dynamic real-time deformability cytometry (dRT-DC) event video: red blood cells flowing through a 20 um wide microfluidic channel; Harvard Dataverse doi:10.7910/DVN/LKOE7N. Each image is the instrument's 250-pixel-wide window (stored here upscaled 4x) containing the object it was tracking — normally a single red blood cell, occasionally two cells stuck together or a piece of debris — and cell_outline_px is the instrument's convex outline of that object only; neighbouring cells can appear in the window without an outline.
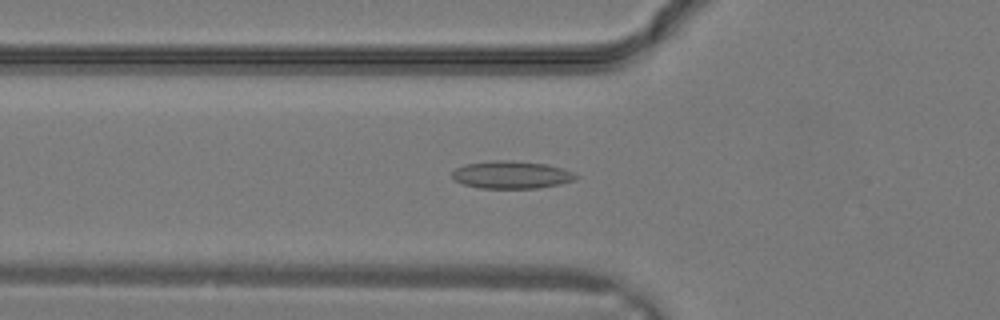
{"species": "common noctule bat (a hibernating species)", "species_latin": "Nyctalus noctula", "temperature_condition": "warm", "stored_images_in_passage": 32, "camera_frame_rate_fps": 3000, "um_per_image_px": 0.085, "animal": {"sex": "male", "body_mass_g": 19.2, "forearm_length_mm": 51.8}, "frame": {"image": 1, "passage_image": 12, "time_ms": 3.667, "image_size_px": [1000, 320], "cell_outline_px": [[580, 176], [576, 180], [560, 184], [536, 188], [480, 188], [464, 184], [456, 180], [452, 176], [452, 172], [456, 168], [468, 164], [496, 160], [512, 160], [548, 164], [564, 168]], "centroid_in_image_um": [43.54, 14.85], "position_along_channel_um": 82.3, "area_um2": 19.88}}
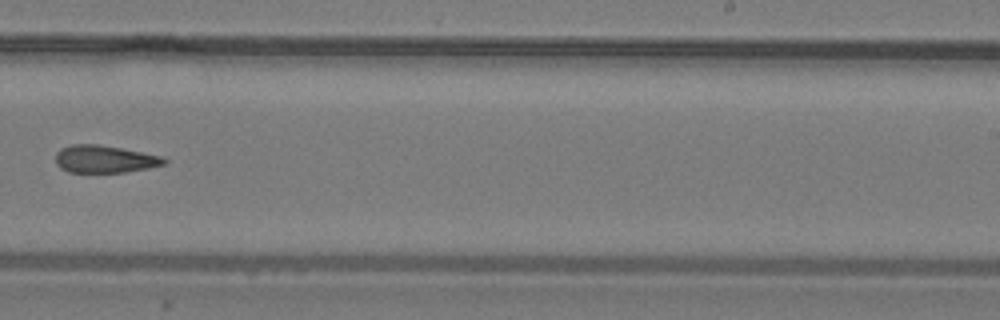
{"frame": {"image": 2, "passage_image": 21, "time_ms": 6.667, "image_size_px": [1000, 320], "cell_outline_px": [[168, 160], [164, 164], [148, 168], [124, 172], [68, 172], [60, 168], [56, 164], [56, 152], [60, 148], [72, 144], [96, 144], [120, 148], [160, 156]], "centroid_in_image_um": [8.84, 13.52], "position_along_channel_um": 280.2, "area_um2": 17.22}}
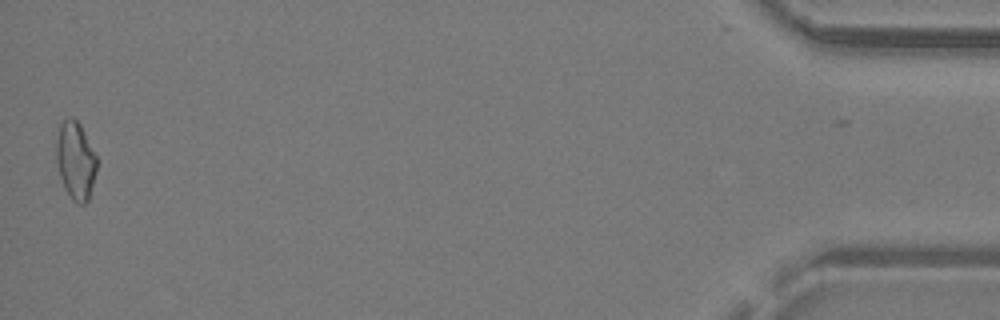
{"frame": {"image": 3, "passage_image": 32, "time_ms": 10.333, "image_size_px": [1000, 320], "cell_outline_px": [[100, 160], [88, 200], [84, 204], [76, 204], [72, 200], [64, 188], [60, 176], [56, 160], [56, 144], [60, 124], [64, 120], [72, 116], [80, 124]], "centroid_in_image_um": [6.46, 13.66], "position_along_channel_um": 428.7, "area_um2": 18.73}}